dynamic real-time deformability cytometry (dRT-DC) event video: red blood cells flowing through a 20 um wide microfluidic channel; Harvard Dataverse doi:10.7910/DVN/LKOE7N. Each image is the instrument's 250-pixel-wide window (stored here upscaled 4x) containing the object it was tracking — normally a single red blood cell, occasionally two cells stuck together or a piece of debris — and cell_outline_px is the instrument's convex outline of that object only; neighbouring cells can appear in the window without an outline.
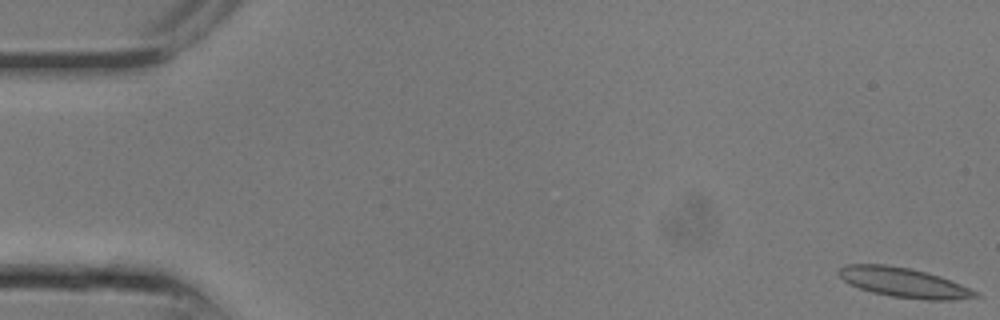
{"species": "common noctule bat (a hibernating species)", "species_latin": "Nyctalus noctula", "temperature_condition": "room temperature", "stored_images_in_passage": 16, "camera_frame_rate_fps": 3000, "um_per_image_px": 0.085, "animal": {"sex": "male", "body_mass_g": 13.3}, "frame": {"image": 1, "passage_image": 1, "time_ms": 0.0, "image_size_px": [1000, 320], "cell_outline_px": [[980, 296], [952, 300], [924, 300], [892, 296], [872, 292], [860, 288], [844, 280], [836, 272], [844, 264], [884, 264], [912, 268], [940, 276], [952, 280], [980, 292]], "centroid_in_image_um": [76.86, 24.01], "position_along_channel_um": 8.1, "area_um2": 23.7}}
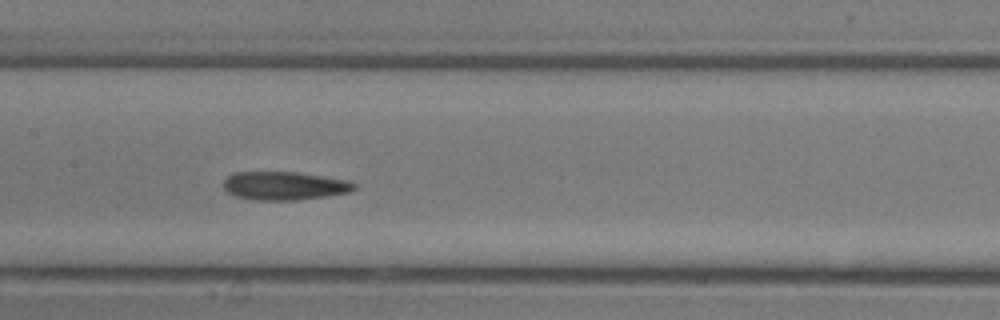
{"frame": {"image": 2, "passage_image": 13, "time_ms": 4.0, "image_size_px": [1000, 320], "cell_outline_px": [[356, 188], [348, 192], [328, 196], [296, 200], [252, 200], [236, 196], [228, 192], [224, 188], [224, 180], [228, 176], [236, 172], [296, 172], [324, 176], [348, 180], [356, 184]], "centroid_in_image_um": [24.18, 15.79], "position_along_channel_um": 183.2, "area_um2": 21.62}}
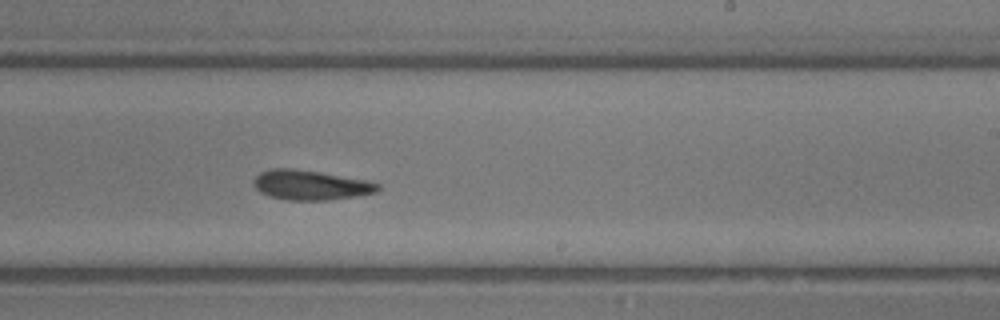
{"frame": {"image": 3, "passage_image": 16, "time_ms": 5.0, "image_size_px": [1000, 320], "cell_outline_px": [[380, 188], [376, 192], [356, 196], [328, 200], [288, 200], [272, 196], [260, 192], [252, 184], [252, 180], [260, 172], [272, 168], [292, 168], [320, 172], [368, 180], [380, 184]], "centroid_in_image_um": [26.4, 15.72], "position_along_channel_um": 262.6, "area_um2": 21.56}}